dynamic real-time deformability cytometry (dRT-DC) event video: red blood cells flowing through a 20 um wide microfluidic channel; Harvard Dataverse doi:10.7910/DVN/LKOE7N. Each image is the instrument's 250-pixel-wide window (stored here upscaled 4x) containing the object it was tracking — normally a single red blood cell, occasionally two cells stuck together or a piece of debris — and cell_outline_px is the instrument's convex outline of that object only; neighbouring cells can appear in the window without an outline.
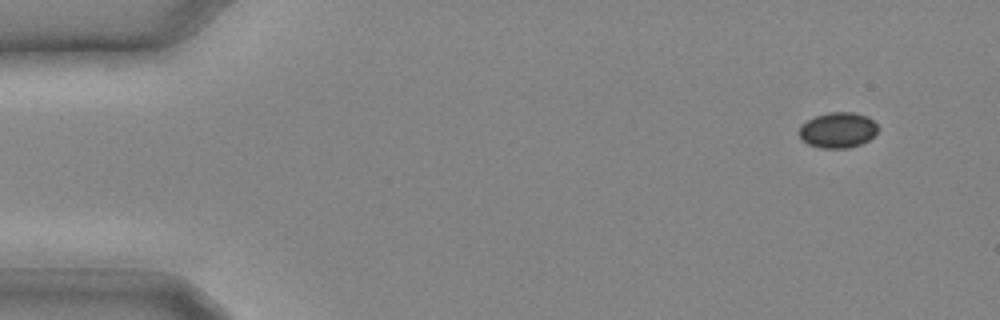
{"species": "common noctule bat (a hibernating species)", "species_latin": "Nyctalus noctula", "temperature_condition": "cold", "stored_images_in_passage": 9, "camera_frame_rate_fps": 3000, "um_per_image_px": 0.085, "animal": {"sex": "male", "body_mass_g": 20.4}, "frame": {"image": 1, "passage_image": 1, "time_ms": 0.0, "image_size_px": [1000, 320], "cell_outline_px": [[880, 128], [868, 140], [860, 144], [848, 148], [820, 148], [808, 144], [800, 136], [800, 124], [816, 116], [828, 112], [852, 112], [868, 116]], "centroid_in_image_um": [71.23, 11.05], "position_along_channel_um": 13.8, "area_um2": 16.24}}
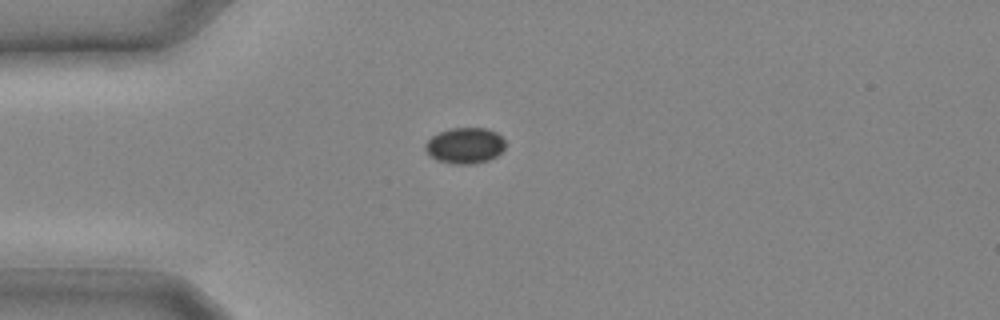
{"frame": {"image": 2, "passage_image": 6, "time_ms": 1.667, "image_size_px": [1000, 320], "cell_outline_px": [[504, 148], [496, 156], [488, 160], [476, 164], [452, 164], [436, 160], [428, 156], [424, 148], [424, 144], [432, 136], [448, 128], [488, 128], [496, 132], [504, 140]], "centroid_in_image_um": [39.48, 12.38], "position_along_channel_um": 45.5, "area_um2": 16.94}}
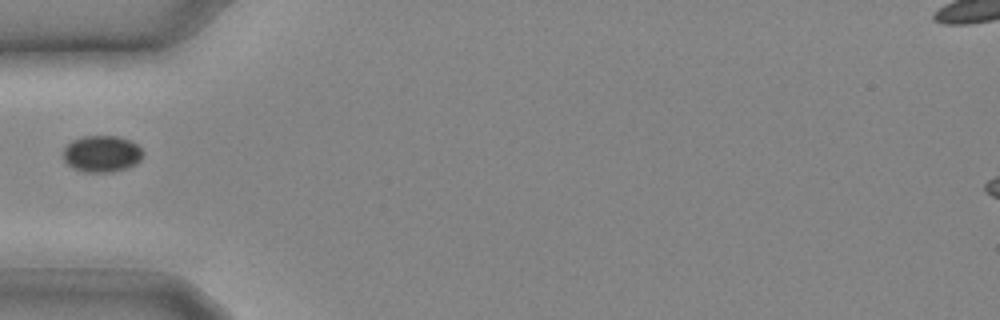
{"frame": {"image": 3, "passage_image": 8, "time_ms": 2.333, "image_size_px": [1000, 320], "cell_outline_px": [[144, 152], [140, 160], [136, 164], [112, 172], [84, 172], [72, 168], [64, 160], [64, 148], [72, 140], [80, 136], [120, 136], [136, 144]], "centroid_in_image_um": [8.64, 13.07], "position_along_channel_um": 76.4, "area_um2": 16.99}}